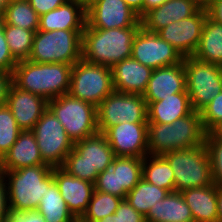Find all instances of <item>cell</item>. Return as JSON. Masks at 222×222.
Instances as JSON below:
<instances>
[{
	"label": "cell",
	"mask_w": 222,
	"mask_h": 222,
	"mask_svg": "<svg viewBox=\"0 0 222 222\" xmlns=\"http://www.w3.org/2000/svg\"><path fill=\"white\" fill-rule=\"evenodd\" d=\"M131 57L152 69L179 64L183 56L157 33L138 30L132 44Z\"/></svg>",
	"instance_id": "4fadbf2b"
},
{
	"label": "cell",
	"mask_w": 222,
	"mask_h": 222,
	"mask_svg": "<svg viewBox=\"0 0 222 222\" xmlns=\"http://www.w3.org/2000/svg\"><path fill=\"white\" fill-rule=\"evenodd\" d=\"M97 222H120L119 217L114 213L112 215H108L104 217L103 219H100Z\"/></svg>",
	"instance_id": "f907efd6"
},
{
	"label": "cell",
	"mask_w": 222,
	"mask_h": 222,
	"mask_svg": "<svg viewBox=\"0 0 222 222\" xmlns=\"http://www.w3.org/2000/svg\"><path fill=\"white\" fill-rule=\"evenodd\" d=\"M10 215L6 177L4 172L0 171V222H9Z\"/></svg>",
	"instance_id": "60d3db41"
},
{
	"label": "cell",
	"mask_w": 222,
	"mask_h": 222,
	"mask_svg": "<svg viewBox=\"0 0 222 222\" xmlns=\"http://www.w3.org/2000/svg\"><path fill=\"white\" fill-rule=\"evenodd\" d=\"M181 194L191 210L194 222H217L216 185L184 189Z\"/></svg>",
	"instance_id": "d4e9b609"
},
{
	"label": "cell",
	"mask_w": 222,
	"mask_h": 222,
	"mask_svg": "<svg viewBox=\"0 0 222 222\" xmlns=\"http://www.w3.org/2000/svg\"><path fill=\"white\" fill-rule=\"evenodd\" d=\"M113 91L112 69L110 67L91 64L82 59L72 66L68 93L74 98L98 107Z\"/></svg>",
	"instance_id": "9c48e42d"
},
{
	"label": "cell",
	"mask_w": 222,
	"mask_h": 222,
	"mask_svg": "<svg viewBox=\"0 0 222 222\" xmlns=\"http://www.w3.org/2000/svg\"><path fill=\"white\" fill-rule=\"evenodd\" d=\"M12 83V74L0 71V107L6 105L7 92Z\"/></svg>",
	"instance_id": "ee69618b"
},
{
	"label": "cell",
	"mask_w": 222,
	"mask_h": 222,
	"mask_svg": "<svg viewBox=\"0 0 222 222\" xmlns=\"http://www.w3.org/2000/svg\"><path fill=\"white\" fill-rule=\"evenodd\" d=\"M52 173L69 211L79 220L88 208L95 191L94 184L69 175L61 167L53 168Z\"/></svg>",
	"instance_id": "ac0fdd59"
},
{
	"label": "cell",
	"mask_w": 222,
	"mask_h": 222,
	"mask_svg": "<svg viewBox=\"0 0 222 222\" xmlns=\"http://www.w3.org/2000/svg\"><path fill=\"white\" fill-rule=\"evenodd\" d=\"M52 170L53 167L49 165H36L3 171L11 213L38 208L46 188L54 181Z\"/></svg>",
	"instance_id": "277c9868"
},
{
	"label": "cell",
	"mask_w": 222,
	"mask_h": 222,
	"mask_svg": "<svg viewBox=\"0 0 222 222\" xmlns=\"http://www.w3.org/2000/svg\"><path fill=\"white\" fill-rule=\"evenodd\" d=\"M32 132L35 134L43 162L53 168L62 167L66 156L74 147V142L49 108L43 112Z\"/></svg>",
	"instance_id": "8fae6325"
},
{
	"label": "cell",
	"mask_w": 222,
	"mask_h": 222,
	"mask_svg": "<svg viewBox=\"0 0 222 222\" xmlns=\"http://www.w3.org/2000/svg\"><path fill=\"white\" fill-rule=\"evenodd\" d=\"M6 105L22 131H32L36 122L48 108V101L29 91L18 88L13 82L7 92Z\"/></svg>",
	"instance_id": "e0dca14e"
},
{
	"label": "cell",
	"mask_w": 222,
	"mask_h": 222,
	"mask_svg": "<svg viewBox=\"0 0 222 222\" xmlns=\"http://www.w3.org/2000/svg\"><path fill=\"white\" fill-rule=\"evenodd\" d=\"M174 174L175 191L206 187L213 184L210 157L204 145L179 149L163 155Z\"/></svg>",
	"instance_id": "52a82bcc"
},
{
	"label": "cell",
	"mask_w": 222,
	"mask_h": 222,
	"mask_svg": "<svg viewBox=\"0 0 222 222\" xmlns=\"http://www.w3.org/2000/svg\"><path fill=\"white\" fill-rule=\"evenodd\" d=\"M123 199L109 193L95 190L88 204V208L79 222H97L115 213Z\"/></svg>",
	"instance_id": "836d02e7"
},
{
	"label": "cell",
	"mask_w": 222,
	"mask_h": 222,
	"mask_svg": "<svg viewBox=\"0 0 222 222\" xmlns=\"http://www.w3.org/2000/svg\"><path fill=\"white\" fill-rule=\"evenodd\" d=\"M36 165L47 164L42 160L35 134L32 131H22L0 160V171L18 170Z\"/></svg>",
	"instance_id": "603a6c76"
},
{
	"label": "cell",
	"mask_w": 222,
	"mask_h": 222,
	"mask_svg": "<svg viewBox=\"0 0 222 222\" xmlns=\"http://www.w3.org/2000/svg\"><path fill=\"white\" fill-rule=\"evenodd\" d=\"M9 222H45L37 210L11 213Z\"/></svg>",
	"instance_id": "7bdbcfd3"
},
{
	"label": "cell",
	"mask_w": 222,
	"mask_h": 222,
	"mask_svg": "<svg viewBox=\"0 0 222 222\" xmlns=\"http://www.w3.org/2000/svg\"><path fill=\"white\" fill-rule=\"evenodd\" d=\"M8 4H9L8 0H0V17L4 14Z\"/></svg>",
	"instance_id": "816d5d0a"
},
{
	"label": "cell",
	"mask_w": 222,
	"mask_h": 222,
	"mask_svg": "<svg viewBox=\"0 0 222 222\" xmlns=\"http://www.w3.org/2000/svg\"><path fill=\"white\" fill-rule=\"evenodd\" d=\"M123 1H125L126 4L138 14L140 19L143 17L144 0H123Z\"/></svg>",
	"instance_id": "bcb514c9"
},
{
	"label": "cell",
	"mask_w": 222,
	"mask_h": 222,
	"mask_svg": "<svg viewBox=\"0 0 222 222\" xmlns=\"http://www.w3.org/2000/svg\"><path fill=\"white\" fill-rule=\"evenodd\" d=\"M142 178L169 192L175 191L173 170L163 155H146L142 158Z\"/></svg>",
	"instance_id": "f1b7e54d"
},
{
	"label": "cell",
	"mask_w": 222,
	"mask_h": 222,
	"mask_svg": "<svg viewBox=\"0 0 222 222\" xmlns=\"http://www.w3.org/2000/svg\"><path fill=\"white\" fill-rule=\"evenodd\" d=\"M207 16L206 8H201L189 18L172 21L157 34L171 44L184 58L193 56L199 45Z\"/></svg>",
	"instance_id": "9a60e30c"
},
{
	"label": "cell",
	"mask_w": 222,
	"mask_h": 222,
	"mask_svg": "<svg viewBox=\"0 0 222 222\" xmlns=\"http://www.w3.org/2000/svg\"><path fill=\"white\" fill-rule=\"evenodd\" d=\"M216 138L222 140V121L219 122L211 131H210Z\"/></svg>",
	"instance_id": "681fc988"
},
{
	"label": "cell",
	"mask_w": 222,
	"mask_h": 222,
	"mask_svg": "<svg viewBox=\"0 0 222 222\" xmlns=\"http://www.w3.org/2000/svg\"><path fill=\"white\" fill-rule=\"evenodd\" d=\"M116 156L103 133L74 142L62 169L69 175L95 183L100 172L106 170Z\"/></svg>",
	"instance_id": "5b68a950"
},
{
	"label": "cell",
	"mask_w": 222,
	"mask_h": 222,
	"mask_svg": "<svg viewBox=\"0 0 222 222\" xmlns=\"http://www.w3.org/2000/svg\"><path fill=\"white\" fill-rule=\"evenodd\" d=\"M146 222H194L191 210L181 192L174 191L166 195L150 208L145 216Z\"/></svg>",
	"instance_id": "484cf974"
},
{
	"label": "cell",
	"mask_w": 222,
	"mask_h": 222,
	"mask_svg": "<svg viewBox=\"0 0 222 222\" xmlns=\"http://www.w3.org/2000/svg\"><path fill=\"white\" fill-rule=\"evenodd\" d=\"M167 0H144L143 2V16L150 10L161 6Z\"/></svg>",
	"instance_id": "7dc6e473"
},
{
	"label": "cell",
	"mask_w": 222,
	"mask_h": 222,
	"mask_svg": "<svg viewBox=\"0 0 222 222\" xmlns=\"http://www.w3.org/2000/svg\"><path fill=\"white\" fill-rule=\"evenodd\" d=\"M206 11L209 18L222 24V0H213L206 7Z\"/></svg>",
	"instance_id": "f6af8a7d"
},
{
	"label": "cell",
	"mask_w": 222,
	"mask_h": 222,
	"mask_svg": "<svg viewBox=\"0 0 222 222\" xmlns=\"http://www.w3.org/2000/svg\"><path fill=\"white\" fill-rule=\"evenodd\" d=\"M8 1L10 3V2H16V1H28V0H8Z\"/></svg>",
	"instance_id": "11a10c76"
},
{
	"label": "cell",
	"mask_w": 222,
	"mask_h": 222,
	"mask_svg": "<svg viewBox=\"0 0 222 222\" xmlns=\"http://www.w3.org/2000/svg\"><path fill=\"white\" fill-rule=\"evenodd\" d=\"M115 156L144 158L148 153V123H118L103 133Z\"/></svg>",
	"instance_id": "2e32d148"
},
{
	"label": "cell",
	"mask_w": 222,
	"mask_h": 222,
	"mask_svg": "<svg viewBox=\"0 0 222 222\" xmlns=\"http://www.w3.org/2000/svg\"><path fill=\"white\" fill-rule=\"evenodd\" d=\"M98 131L104 133L118 123H148L143 95L113 91L97 107Z\"/></svg>",
	"instance_id": "7c38bea8"
},
{
	"label": "cell",
	"mask_w": 222,
	"mask_h": 222,
	"mask_svg": "<svg viewBox=\"0 0 222 222\" xmlns=\"http://www.w3.org/2000/svg\"><path fill=\"white\" fill-rule=\"evenodd\" d=\"M206 133L197 111L172 124L148 123V153L164 155L174 150L199 147L204 145Z\"/></svg>",
	"instance_id": "3957f363"
},
{
	"label": "cell",
	"mask_w": 222,
	"mask_h": 222,
	"mask_svg": "<svg viewBox=\"0 0 222 222\" xmlns=\"http://www.w3.org/2000/svg\"><path fill=\"white\" fill-rule=\"evenodd\" d=\"M115 214L119 217L120 222H146L145 217L137 212L126 199L121 201Z\"/></svg>",
	"instance_id": "ab89813d"
},
{
	"label": "cell",
	"mask_w": 222,
	"mask_h": 222,
	"mask_svg": "<svg viewBox=\"0 0 222 222\" xmlns=\"http://www.w3.org/2000/svg\"><path fill=\"white\" fill-rule=\"evenodd\" d=\"M183 65L191 106L200 112L222 91V66L199 61L193 56L183 58Z\"/></svg>",
	"instance_id": "30bf717a"
},
{
	"label": "cell",
	"mask_w": 222,
	"mask_h": 222,
	"mask_svg": "<svg viewBox=\"0 0 222 222\" xmlns=\"http://www.w3.org/2000/svg\"><path fill=\"white\" fill-rule=\"evenodd\" d=\"M77 1H81L83 2L85 5H87L89 2H91L92 0H77Z\"/></svg>",
	"instance_id": "db71d44e"
},
{
	"label": "cell",
	"mask_w": 222,
	"mask_h": 222,
	"mask_svg": "<svg viewBox=\"0 0 222 222\" xmlns=\"http://www.w3.org/2000/svg\"><path fill=\"white\" fill-rule=\"evenodd\" d=\"M140 28L95 29L86 23L82 33V60L112 68L131 57L133 40Z\"/></svg>",
	"instance_id": "6da1fadb"
},
{
	"label": "cell",
	"mask_w": 222,
	"mask_h": 222,
	"mask_svg": "<svg viewBox=\"0 0 222 222\" xmlns=\"http://www.w3.org/2000/svg\"><path fill=\"white\" fill-rule=\"evenodd\" d=\"M48 108L62 123L73 142L98 133L97 107L69 93L48 101Z\"/></svg>",
	"instance_id": "ba28073f"
},
{
	"label": "cell",
	"mask_w": 222,
	"mask_h": 222,
	"mask_svg": "<svg viewBox=\"0 0 222 222\" xmlns=\"http://www.w3.org/2000/svg\"><path fill=\"white\" fill-rule=\"evenodd\" d=\"M9 50L17 62L28 60L32 51L35 32L10 24H3Z\"/></svg>",
	"instance_id": "d6a6232c"
},
{
	"label": "cell",
	"mask_w": 222,
	"mask_h": 222,
	"mask_svg": "<svg viewBox=\"0 0 222 222\" xmlns=\"http://www.w3.org/2000/svg\"><path fill=\"white\" fill-rule=\"evenodd\" d=\"M146 104L148 123L172 124L194 111L187 92L172 94L160 101Z\"/></svg>",
	"instance_id": "cb8c5ba5"
},
{
	"label": "cell",
	"mask_w": 222,
	"mask_h": 222,
	"mask_svg": "<svg viewBox=\"0 0 222 222\" xmlns=\"http://www.w3.org/2000/svg\"><path fill=\"white\" fill-rule=\"evenodd\" d=\"M86 5L77 0H68L58 8L40 16V31L84 30Z\"/></svg>",
	"instance_id": "7402d4cb"
},
{
	"label": "cell",
	"mask_w": 222,
	"mask_h": 222,
	"mask_svg": "<svg viewBox=\"0 0 222 222\" xmlns=\"http://www.w3.org/2000/svg\"><path fill=\"white\" fill-rule=\"evenodd\" d=\"M114 91L143 95L153 69L132 57L115 64L112 68Z\"/></svg>",
	"instance_id": "44dd1931"
},
{
	"label": "cell",
	"mask_w": 222,
	"mask_h": 222,
	"mask_svg": "<svg viewBox=\"0 0 222 222\" xmlns=\"http://www.w3.org/2000/svg\"><path fill=\"white\" fill-rule=\"evenodd\" d=\"M195 1L201 8H206L213 0H193Z\"/></svg>",
	"instance_id": "f5cc1de1"
},
{
	"label": "cell",
	"mask_w": 222,
	"mask_h": 222,
	"mask_svg": "<svg viewBox=\"0 0 222 222\" xmlns=\"http://www.w3.org/2000/svg\"><path fill=\"white\" fill-rule=\"evenodd\" d=\"M181 92H187L183 61L179 64L153 69L143 97L146 103H152Z\"/></svg>",
	"instance_id": "d6986e66"
},
{
	"label": "cell",
	"mask_w": 222,
	"mask_h": 222,
	"mask_svg": "<svg viewBox=\"0 0 222 222\" xmlns=\"http://www.w3.org/2000/svg\"><path fill=\"white\" fill-rule=\"evenodd\" d=\"M112 163L116 171L117 190L130 192L142 179V158L116 156Z\"/></svg>",
	"instance_id": "1f68e13d"
},
{
	"label": "cell",
	"mask_w": 222,
	"mask_h": 222,
	"mask_svg": "<svg viewBox=\"0 0 222 222\" xmlns=\"http://www.w3.org/2000/svg\"><path fill=\"white\" fill-rule=\"evenodd\" d=\"M199 61L222 66V24L206 17L199 45L193 54Z\"/></svg>",
	"instance_id": "4316f807"
},
{
	"label": "cell",
	"mask_w": 222,
	"mask_h": 222,
	"mask_svg": "<svg viewBox=\"0 0 222 222\" xmlns=\"http://www.w3.org/2000/svg\"><path fill=\"white\" fill-rule=\"evenodd\" d=\"M22 132L7 105L0 107V160Z\"/></svg>",
	"instance_id": "e575fe53"
},
{
	"label": "cell",
	"mask_w": 222,
	"mask_h": 222,
	"mask_svg": "<svg viewBox=\"0 0 222 222\" xmlns=\"http://www.w3.org/2000/svg\"><path fill=\"white\" fill-rule=\"evenodd\" d=\"M170 193L166 189L159 188L154 184L141 179L138 184L127 193L126 200L129 204L144 217L152 206L161 201Z\"/></svg>",
	"instance_id": "f546056e"
},
{
	"label": "cell",
	"mask_w": 222,
	"mask_h": 222,
	"mask_svg": "<svg viewBox=\"0 0 222 222\" xmlns=\"http://www.w3.org/2000/svg\"><path fill=\"white\" fill-rule=\"evenodd\" d=\"M201 7L193 0H167L161 6L148 11L141 19V27L157 33L172 21L186 19L196 14Z\"/></svg>",
	"instance_id": "ffe728a7"
},
{
	"label": "cell",
	"mask_w": 222,
	"mask_h": 222,
	"mask_svg": "<svg viewBox=\"0 0 222 222\" xmlns=\"http://www.w3.org/2000/svg\"><path fill=\"white\" fill-rule=\"evenodd\" d=\"M71 72L72 65L69 64L24 60L15 66L12 82L18 88L49 101L69 92Z\"/></svg>",
	"instance_id": "7a4b0ae2"
},
{
	"label": "cell",
	"mask_w": 222,
	"mask_h": 222,
	"mask_svg": "<svg viewBox=\"0 0 222 222\" xmlns=\"http://www.w3.org/2000/svg\"><path fill=\"white\" fill-rule=\"evenodd\" d=\"M36 210L45 222H78L69 211L55 181L46 188Z\"/></svg>",
	"instance_id": "83f0119b"
},
{
	"label": "cell",
	"mask_w": 222,
	"mask_h": 222,
	"mask_svg": "<svg viewBox=\"0 0 222 222\" xmlns=\"http://www.w3.org/2000/svg\"><path fill=\"white\" fill-rule=\"evenodd\" d=\"M39 19L40 16L29 1H16L8 4L4 14L0 17V22L36 32L39 28Z\"/></svg>",
	"instance_id": "4dcf8cb0"
},
{
	"label": "cell",
	"mask_w": 222,
	"mask_h": 222,
	"mask_svg": "<svg viewBox=\"0 0 222 222\" xmlns=\"http://www.w3.org/2000/svg\"><path fill=\"white\" fill-rule=\"evenodd\" d=\"M17 64L18 62L14 59L9 50L3 31V24L0 22V71L12 74Z\"/></svg>",
	"instance_id": "f35d334b"
},
{
	"label": "cell",
	"mask_w": 222,
	"mask_h": 222,
	"mask_svg": "<svg viewBox=\"0 0 222 222\" xmlns=\"http://www.w3.org/2000/svg\"><path fill=\"white\" fill-rule=\"evenodd\" d=\"M84 30H53L35 32L29 61L74 65L82 59Z\"/></svg>",
	"instance_id": "8992f818"
},
{
	"label": "cell",
	"mask_w": 222,
	"mask_h": 222,
	"mask_svg": "<svg viewBox=\"0 0 222 222\" xmlns=\"http://www.w3.org/2000/svg\"><path fill=\"white\" fill-rule=\"evenodd\" d=\"M95 190L104 193H109L111 195L126 199V190H117V180L116 171H114V164L111 163L103 172H100L94 183Z\"/></svg>",
	"instance_id": "8d00e7d4"
},
{
	"label": "cell",
	"mask_w": 222,
	"mask_h": 222,
	"mask_svg": "<svg viewBox=\"0 0 222 222\" xmlns=\"http://www.w3.org/2000/svg\"><path fill=\"white\" fill-rule=\"evenodd\" d=\"M217 196V222H222V186H216Z\"/></svg>",
	"instance_id": "c3c4849f"
},
{
	"label": "cell",
	"mask_w": 222,
	"mask_h": 222,
	"mask_svg": "<svg viewBox=\"0 0 222 222\" xmlns=\"http://www.w3.org/2000/svg\"><path fill=\"white\" fill-rule=\"evenodd\" d=\"M86 23L95 29L141 27L138 14L123 0H92L86 5Z\"/></svg>",
	"instance_id": "5bb4252c"
},
{
	"label": "cell",
	"mask_w": 222,
	"mask_h": 222,
	"mask_svg": "<svg viewBox=\"0 0 222 222\" xmlns=\"http://www.w3.org/2000/svg\"><path fill=\"white\" fill-rule=\"evenodd\" d=\"M39 16L58 8L68 0H28Z\"/></svg>",
	"instance_id": "b9f144b4"
},
{
	"label": "cell",
	"mask_w": 222,
	"mask_h": 222,
	"mask_svg": "<svg viewBox=\"0 0 222 222\" xmlns=\"http://www.w3.org/2000/svg\"><path fill=\"white\" fill-rule=\"evenodd\" d=\"M204 144L210 157L213 184L222 186V140L207 132Z\"/></svg>",
	"instance_id": "d590c367"
},
{
	"label": "cell",
	"mask_w": 222,
	"mask_h": 222,
	"mask_svg": "<svg viewBox=\"0 0 222 222\" xmlns=\"http://www.w3.org/2000/svg\"><path fill=\"white\" fill-rule=\"evenodd\" d=\"M200 117L206 132H210L222 121V91L200 111Z\"/></svg>",
	"instance_id": "74e56055"
}]
</instances>
